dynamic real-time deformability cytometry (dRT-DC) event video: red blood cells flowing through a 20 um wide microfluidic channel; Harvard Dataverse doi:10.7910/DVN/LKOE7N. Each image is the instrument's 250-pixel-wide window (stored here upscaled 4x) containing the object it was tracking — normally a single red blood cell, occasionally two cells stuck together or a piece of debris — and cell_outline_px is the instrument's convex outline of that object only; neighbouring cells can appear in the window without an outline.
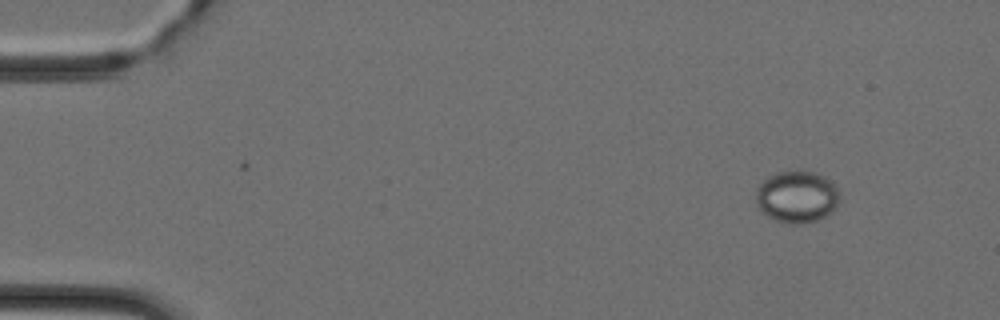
{"species": "Egyptian fruit bat (a non-hibernating species)", "species_latin": "Rousettus aegyptiacus", "temperature_condition": "cold", "stored_images_in_passage": 47, "camera_frame_rate_fps": 3000, "um_per_image_px": 0.085, "animal": {"sex": "female"}, "frame": {"image": 1, "passage_image": 5, "time_ms": 1.333, "image_size_px": [1000, 320], "cell_outline_px": [[840, 200], [832, 212], [816, 220], [800, 224], [788, 224], [776, 220], [768, 216], [756, 204], [756, 188], [768, 176], [776, 172], [812, 172], [824, 176], [840, 192]], "centroid_in_image_um": [67.73, 16.74], "position_along_channel_um": 17.3, "area_um2": 25.09}}
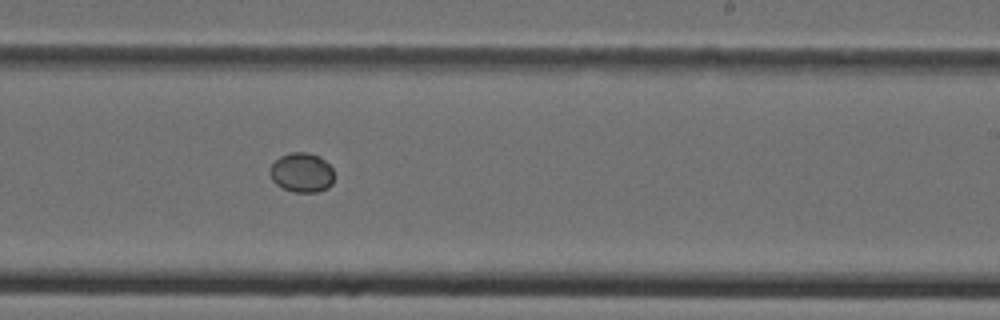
{"frame": {"image": 2, "passage_image": 29, "time_ms": 9.333, "image_size_px": [1000, 320], "cell_outline_px": [[332, 184], [328, 188], [316, 192], [296, 192], [284, 188], [276, 184], [272, 180], [268, 172], [272, 164], [280, 156], [292, 152], [308, 152], [320, 156], [332, 168]], "centroid_in_image_um": [25.63, 14.66], "position_along_channel_um": 263.4, "area_um2": 14.74}}
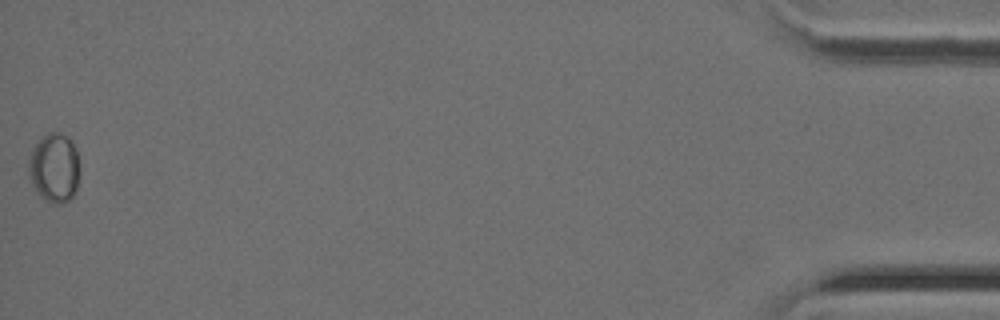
{"frame": {"image": 3, "passage_image": 47, "time_ms": 15.333, "image_size_px": [1000, 320], "cell_outline_px": [[80, 172], [76, 188], [72, 196], [68, 200], [60, 204], [56, 204], [48, 200], [32, 184], [28, 172], [28, 160], [36, 144], [48, 132], [60, 132], [76, 148]], "centroid_in_image_um": [4.64, 14.25], "position_along_channel_um": 430.6, "area_um2": 20.06}}